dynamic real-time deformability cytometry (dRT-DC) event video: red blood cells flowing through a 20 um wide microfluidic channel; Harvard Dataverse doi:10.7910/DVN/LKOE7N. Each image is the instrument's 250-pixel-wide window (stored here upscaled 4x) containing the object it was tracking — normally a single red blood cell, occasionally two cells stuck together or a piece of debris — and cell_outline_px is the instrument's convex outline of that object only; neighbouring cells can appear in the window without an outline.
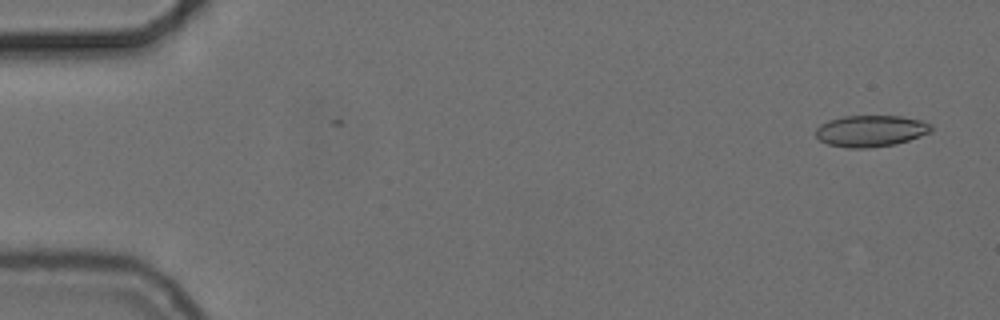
{"species": "common noctule bat (a hibernating species)", "species_latin": "Nyctalus noctula", "temperature_condition": "cold", "stored_images_in_passage": 56, "camera_frame_rate_fps": 3000, "um_per_image_px": 0.085, "animal": {"sex": "female", "body_mass_g": 24.6, "forearm_length_mm": 56.2}, "frame": {"image": 1, "passage_image": 3, "time_ms": 0.667, "image_size_px": [1000, 320], "cell_outline_px": [[932, 132], [896, 144], [868, 148], [848, 148], [828, 144], [820, 140], [816, 136], [816, 128], [820, 124], [828, 120], [844, 116], [900, 116], [920, 120], [932, 124]], "centroid_in_image_um": [74.01, 11.13], "position_along_channel_um": 11.0, "area_um2": 21.21}}
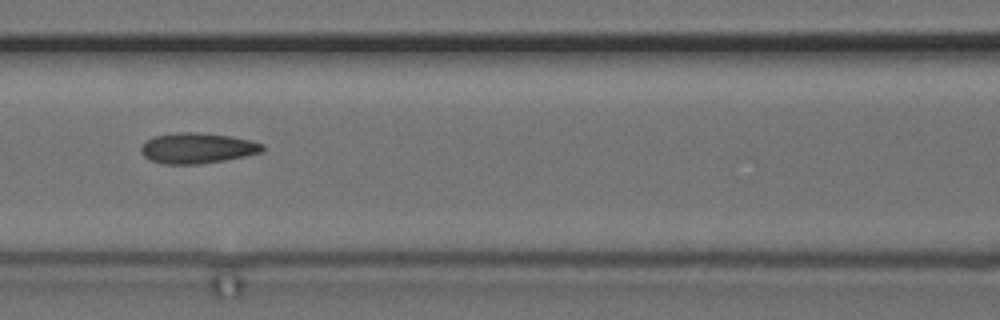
{"frame": {"image": 2, "passage_image": 25, "time_ms": 8.0, "image_size_px": [1000, 320], "cell_outline_px": [[264, 148], [260, 152], [244, 156], [224, 160], [200, 164], [164, 164], [152, 160], [144, 156], [140, 148], [152, 136], [176, 132], [196, 132], [232, 136], [264, 144]], "centroid_in_image_um": [16.76, 12.58], "position_along_channel_um": 149.8, "area_um2": 21.44}}
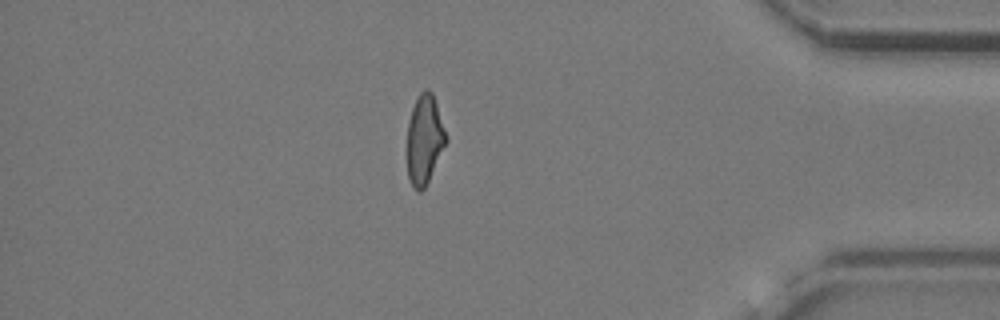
{"frame": {"image": 3, "passage_image": 48, "time_ms": 15.667, "image_size_px": [1000, 320], "cell_outline_px": [[448, 140], [424, 188], [420, 192], [412, 184], [408, 176], [408, 124], [412, 108], [420, 92], [424, 88], [428, 88], [432, 92]], "centroid_in_image_um": [36.09, 11.82], "position_along_channel_um": 399.1, "area_um2": 19.71}, "authors_computed_cell_mechanics": {"area_um2": 20.9814, "velocity_mm_per_s": 3.7204, "shape_relaxation_time_tau1_ms": null, "shape_relaxation_time_tau2_ms": 2.2882, "deformation_change_tau1": null, "deformation_change_tau2": 0.101}}